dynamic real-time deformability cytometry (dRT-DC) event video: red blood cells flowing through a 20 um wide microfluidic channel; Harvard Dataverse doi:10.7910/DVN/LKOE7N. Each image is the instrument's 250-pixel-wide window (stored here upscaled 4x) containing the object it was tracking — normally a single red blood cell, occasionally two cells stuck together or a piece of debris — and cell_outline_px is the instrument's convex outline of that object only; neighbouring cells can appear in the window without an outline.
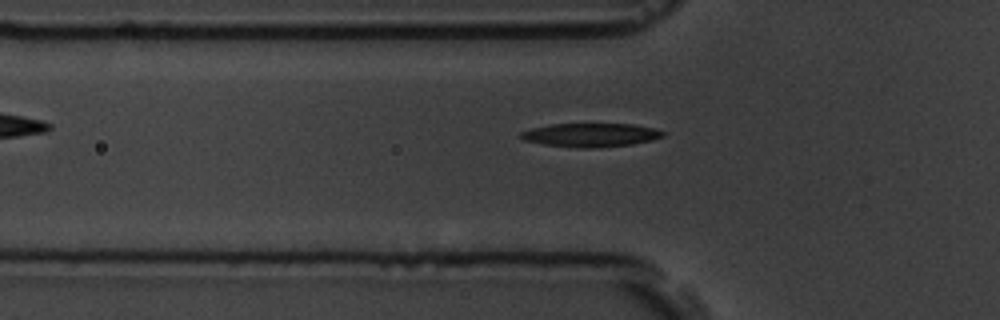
{"species": "common noctule bat (a hibernating species)", "species_latin": "Nyctalus noctula", "temperature_condition": "room temperature", "stored_images_in_passage": 33, "camera_frame_rate_fps": 3000, "um_per_image_px": 0.085, "animal": {"sex": "male", "body_mass_g": 19.5, "forearm_length_mm": 54.6}, "frame": {"image": 1, "passage_image": 2, "time_ms": 0.333, "image_size_px": [1000, 320], "cell_outline_px": [[664, 136], [652, 140], [632, 144], [592, 148], [580, 148], [544, 144], [524, 140], [520, 136], [520, 132], [532, 128], [552, 124], [632, 124], [656, 128], [664, 132]], "centroid_in_image_um": [50.23, 11.47], "position_along_channel_um": 75.6, "area_um2": 19.48}}
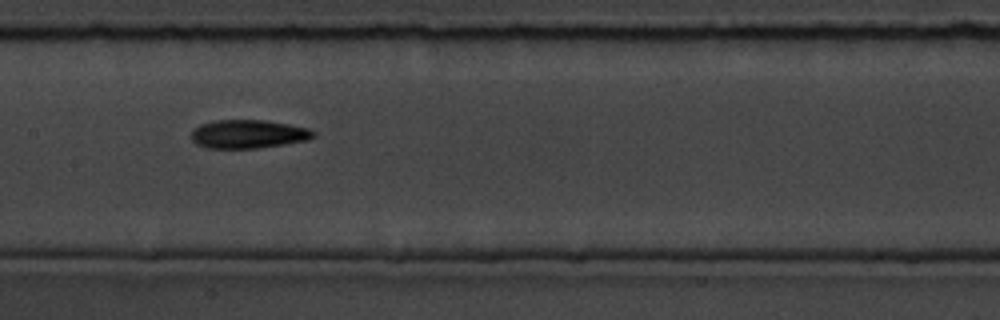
{"frame": {"image": 2, "passage_image": 11, "time_ms": 3.333, "image_size_px": [1000, 320], "cell_outline_px": [[316, 136], [308, 140], [284, 144], [256, 148], [204, 148], [196, 144], [188, 136], [192, 128], [200, 124], [216, 120], [264, 120], [288, 124], [308, 128], [316, 132]], "centroid_in_image_um": [21.05, 11.39], "position_along_channel_um": 186.4, "area_um2": 20.58}}
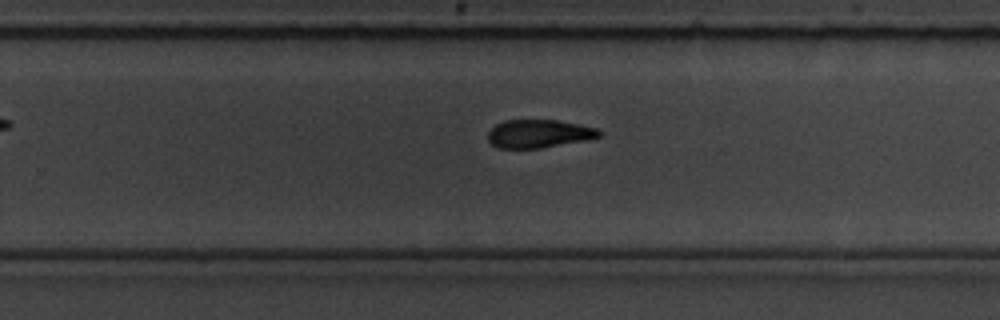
{"frame": {"image": 3, "passage_image": 19, "time_ms": 6.0, "image_size_px": [1000, 320], "cell_outline_px": [[600, 136], [588, 140], [540, 148], [500, 148], [492, 144], [488, 140], [488, 132], [496, 124], [504, 120], [556, 120], [580, 124], [596, 128], [600, 132]], "centroid_in_image_um": [45.8, 11.36], "position_along_channel_um": 284.0, "area_um2": 18.21}}